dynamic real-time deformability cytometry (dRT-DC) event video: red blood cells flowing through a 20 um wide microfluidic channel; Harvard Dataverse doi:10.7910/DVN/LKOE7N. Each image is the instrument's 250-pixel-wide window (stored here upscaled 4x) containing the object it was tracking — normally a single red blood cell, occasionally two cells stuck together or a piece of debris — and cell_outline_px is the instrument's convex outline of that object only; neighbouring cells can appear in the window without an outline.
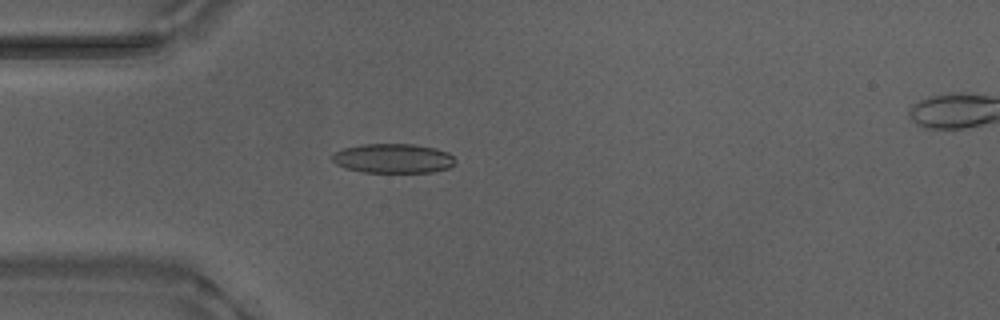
{"species": "Egyptian fruit bat (a non-hibernating species)", "species_latin": "Rousettus aegyptiacus", "temperature_condition": "warm", "stored_images_in_passage": 53, "camera_frame_rate_fps": 3000, "um_per_image_px": 0.085, "animal": {"sex": "male"}, "frame": {"image": 1, "passage_image": 14, "time_ms": 4.333, "image_size_px": [1000, 320], "cell_outline_px": [[456, 164], [448, 168], [432, 172], [364, 172], [344, 168], [336, 164], [332, 160], [332, 156], [336, 152], [344, 148], [360, 144], [412, 144], [436, 148], [448, 152], [456, 160]], "centroid_in_image_um": [33.43, 13.46], "position_along_channel_um": 51.6, "area_um2": 21.15}}
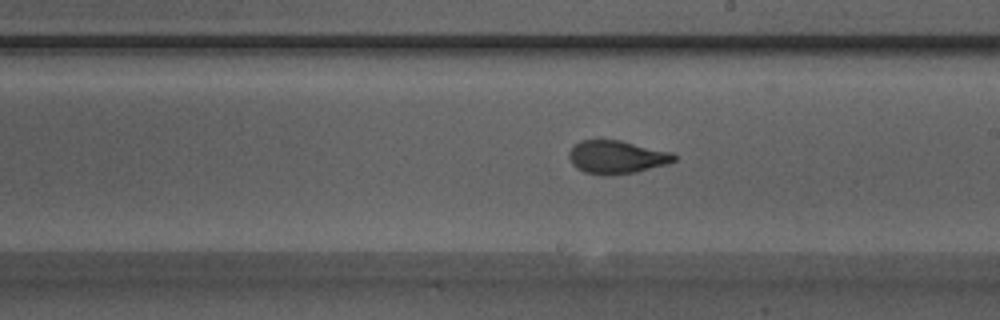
{"frame": {"image": 2, "passage_image": 29, "time_ms": 9.333, "image_size_px": [1000, 320], "cell_outline_px": [[676, 160], [668, 164], [636, 172], [612, 176], [604, 176], [584, 172], [576, 168], [572, 164], [568, 156], [568, 152], [580, 140], [620, 140], [672, 152], [676, 156]], "centroid_in_image_um": [52.41, 13.37], "position_along_channel_um": 236.6, "area_um2": 20.52}}
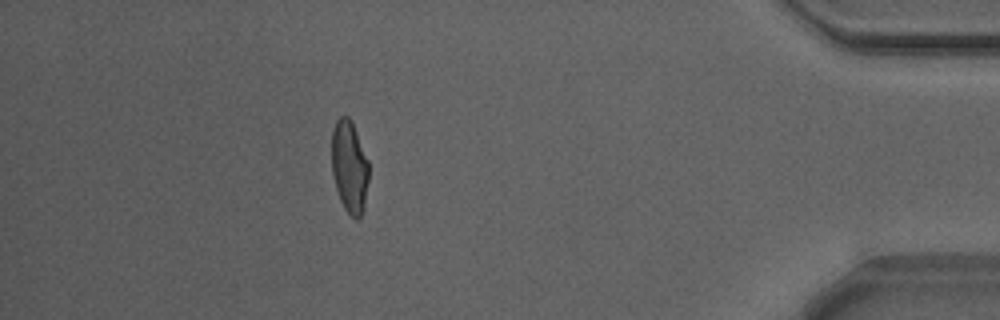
{"frame": {"image": 3, "passage_image": 46, "time_ms": 15.0, "image_size_px": [1000, 320], "cell_outline_px": [[368, 180], [364, 204], [360, 216], [356, 220], [344, 208], [340, 200], [336, 188], [332, 172], [332, 128], [336, 120], [340, 116], [348, 116], [352, 124], [368, 160]], "centroid_in_image_um": [29.68, 14.16], "position_along_channel_um": 405.5, "area_um2": 19.59}, "authors_computed_cell_mechanics": {"area_um2": 20.4612, "velocity_mm_per_s": 3.8873, "shape_relaxation_time_tau1_ms": 10.3085, "shape_relaxation_time_tau2_ms": 0.9349, "deformation_change_tau1": 0.2882, "deformation_change_tau2": 0.0625}}